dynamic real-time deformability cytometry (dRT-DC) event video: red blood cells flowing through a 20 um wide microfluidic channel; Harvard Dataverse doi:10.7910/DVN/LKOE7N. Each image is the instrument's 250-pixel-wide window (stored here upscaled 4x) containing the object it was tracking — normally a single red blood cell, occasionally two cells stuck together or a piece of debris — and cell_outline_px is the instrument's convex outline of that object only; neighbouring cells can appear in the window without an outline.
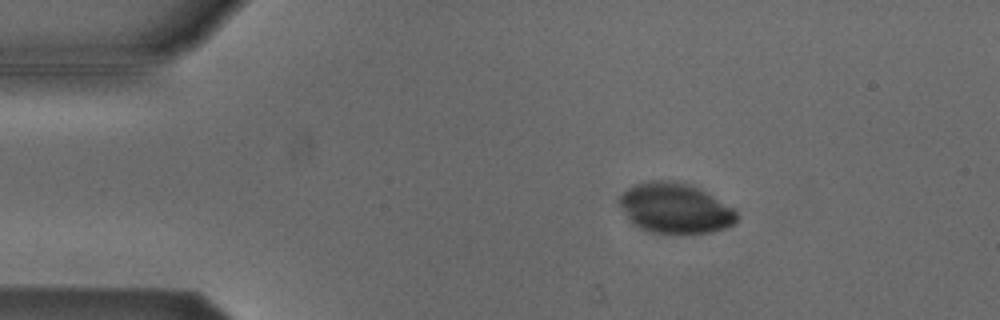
{"species": "Egyptian fruit bat (a non-hibernating species)", "species_latin": "Rousettus aegyptiacus", "temperature_condition": "cold", "stored_images_in_passage": 46, "camera_frame_rate_fps": 3000, "um_per_image_px": 0.085, "animal": {"sex": "male"}, "frame": {"image": 1, "passage_image": 1, "time_ms": 0.0, "image_size_px": [1000, 320], "cell_outline_px": [[736, 220], [732, 224], [724, 228], [712, 232], [648, 232], [632, 224], [628, 220], [616, 204], [616, 200], [628, 188], [636, 184], [652, 180], [676, 180], [700, 188], [732, 208], [736, 212]], "centroid_in_image_um": [57.29, 17.68], "position_along_channel_um": 27.7, "area_um2": 34.28}}
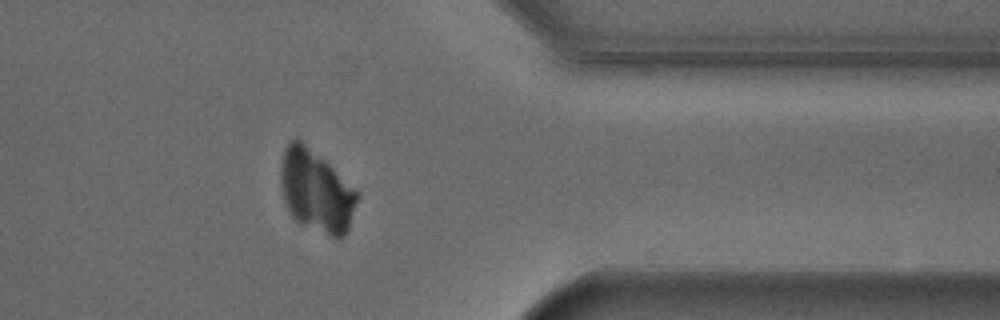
{"frame": {"image": 2, "passage_image": 35, "time_ms": 11.333, "image_size_px": [1000, 320], "cell_outline_px": [[360, 196], [348, 228], [344, 236], [332, 236], [300, 224], [292, 216], [284, 200], [280, 184], [280, 168], [284, 148], [292, 140], [300, 140], [324, 160]], "centroid_in_image_um": [26.84, 16.25], "position_along_channel_um": 384.6, "area_um2": 35.72}}
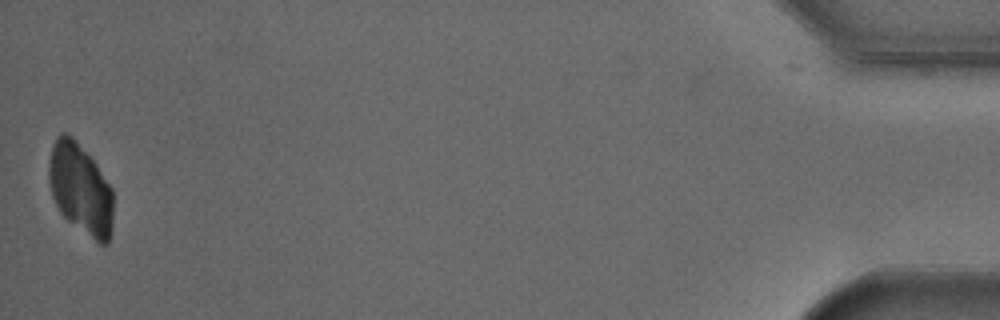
{"frame": {"image": 3, "passage_image": 45, "time_ms": 14.667, "image_size_px": [1000, 320], "cell_outline_px": [[112, 232], [108, 244], [100, 244], [68, 220], [60, 212], [52, 196], [48, 180], [48, 168], [52, 148], [56, 136], [64, 132], [72, 136], [96, 164], [112, 188]], "centroid_in_image_um": [6.84, 16.06], "position_along_channel_um": 428.4, "area_um2": 33.81}}